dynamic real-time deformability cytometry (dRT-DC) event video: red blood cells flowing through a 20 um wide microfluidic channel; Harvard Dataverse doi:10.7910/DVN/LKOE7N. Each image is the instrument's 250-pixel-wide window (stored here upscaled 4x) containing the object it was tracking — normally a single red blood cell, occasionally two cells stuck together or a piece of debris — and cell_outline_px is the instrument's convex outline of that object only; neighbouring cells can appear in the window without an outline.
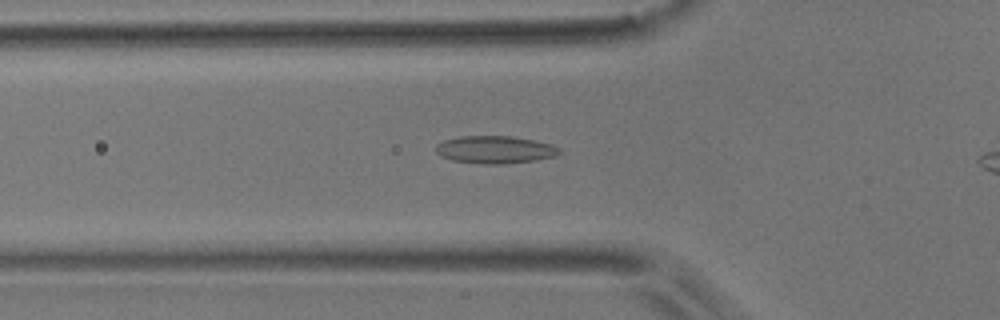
{"species": "common noctule bat (a hibernating species)", "species_latin": "Nyctalus noctula", "temperature_condition": "room temperature", "stored_images_in_passage": 39, "camera_frame_rate_fps": 3000, "um_per_image_px": 0.085, "animal": {"sex": "male", "body_mass_g": 17.9}, "frame": {"image": 1, "passage_image": 11, "time_ms": 3.333, "image_size_px": [1000, 320], "cell_outline_px": [[560, 152], [556, 156], [536, 160], [504, 164], [484, 164], [452, 160], [440, 156], [436, 152], [436, 144], [444, 140], [460, 136], [508, 136], [532, 140], [552, 144], [560, 148]], "centroid_in_image_um": [42.07, 12.72], "position_along_channel_um": 83.7, "area_um2": 19.83}}
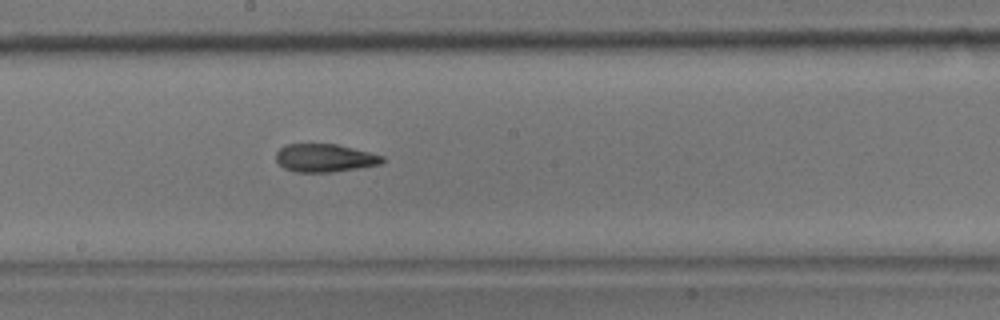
{"frame": {"image": 2, "passage_image": 22, "time_ms": 7.0, "image_size_px": [1000, 320], "cell_outline_px": [[384, 160], [380, 164], [332, 172], [296, 172], [284, 168], [276, 160], [276, 152], [284, 144], [336, 144], [384, 156]], "centroid_in_image_um": [27.56, 13.42], "position_along_channel_um": 220.6, "area_um2": 17.22}}
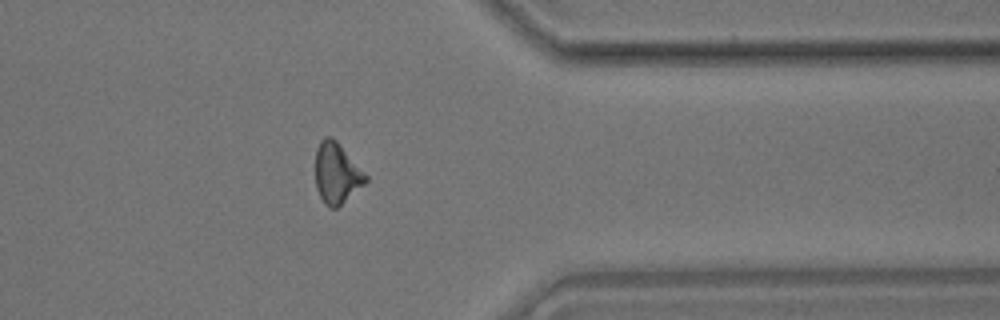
{"frame": {"image": 3, "passage_image": 36, "time_ms": 11.667, "image_size_px": [1000, 320], "cell_outline_px": [[368, 180], [364, 184], [336, 208], [328, 208], [324, 204], [316, 188], [316, 148], [320, 140], [324, 136], [332, 136], [340, 144], [368, 176]], "centroid_in_image_um": [28.6, 14.7], "position_along_channel_um": 382.8, "area_um2": 17.74}, "authors_computed_cell_mechanics": {"area_um2": 17.8602, "velocity_mm_per_s": 3.7142, "shape_relaxation_time_tau1_ms": null, "shape_relaxation_time_tau2_ms": 2.8768, "deformation_change_tau1": null, "deformation_change_tau2": 0.0977}}